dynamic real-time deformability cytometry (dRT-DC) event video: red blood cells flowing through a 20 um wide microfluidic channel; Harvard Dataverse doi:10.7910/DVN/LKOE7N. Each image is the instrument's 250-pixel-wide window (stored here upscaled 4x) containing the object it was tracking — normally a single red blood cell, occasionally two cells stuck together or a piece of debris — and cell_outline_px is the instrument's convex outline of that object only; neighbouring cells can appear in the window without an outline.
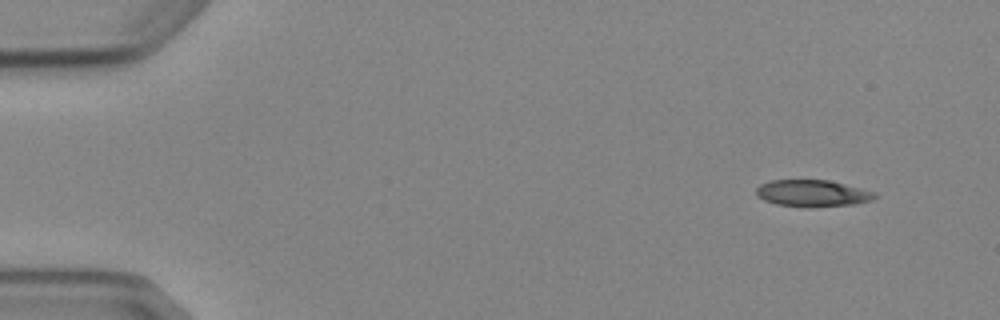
{"species": "Egyptian fruit bat (a non-hibernating species)", "species_latin": "Rousettus aegyptiacus", "temperature_condition": "cold", "stored_images_in_passage": 5, "camera_frame_rate_fps": 3000, "um_per_image_px": 0.085, "animal": {"sex": "female"}, "frame": {"image": 1, "passage_image": 1, "time_ms": 0.0, "image_size_px": [1000, 320], "cell_outline_px": [[880, 196], [872, 200], [856, 204], [808, 208], [776, 204], [764, 200], [756, 196], [756, 188], [760, 184], [768, 180], [828, 180], [876, 192]], "centroid_in_image_um": [69.06, 16.44], "position_along_channel_um": 15.9, "area_um2": 18.79}}
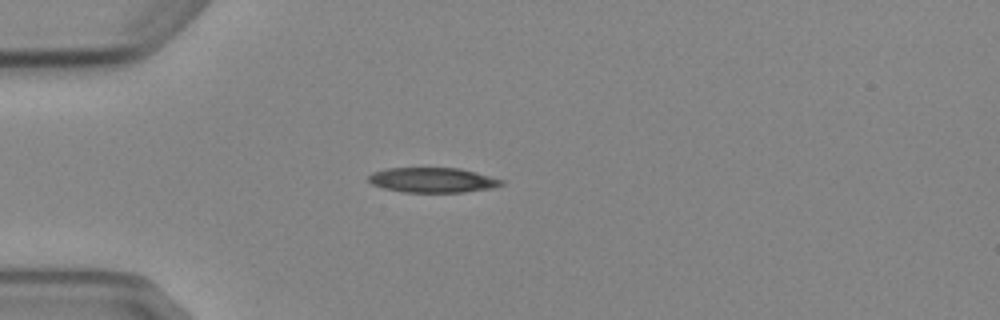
{"frame": {"image": 2, "passage_image": 4, "time_ms": 3.333, "image_size_px": [1000, 320], "cell_outline_px": [[504, 184], [492, 188], [464, 192], [404, 192], [384, 188], [372, 184], [368, 180], [368, 176], [372, 172], [384, 168], [460, 168], [476, 172], [504, 180]], "centroid_in_image_um": [36.77, 15.3], "position_along_channel_um": 48.2, "area_um2": 19.36}}